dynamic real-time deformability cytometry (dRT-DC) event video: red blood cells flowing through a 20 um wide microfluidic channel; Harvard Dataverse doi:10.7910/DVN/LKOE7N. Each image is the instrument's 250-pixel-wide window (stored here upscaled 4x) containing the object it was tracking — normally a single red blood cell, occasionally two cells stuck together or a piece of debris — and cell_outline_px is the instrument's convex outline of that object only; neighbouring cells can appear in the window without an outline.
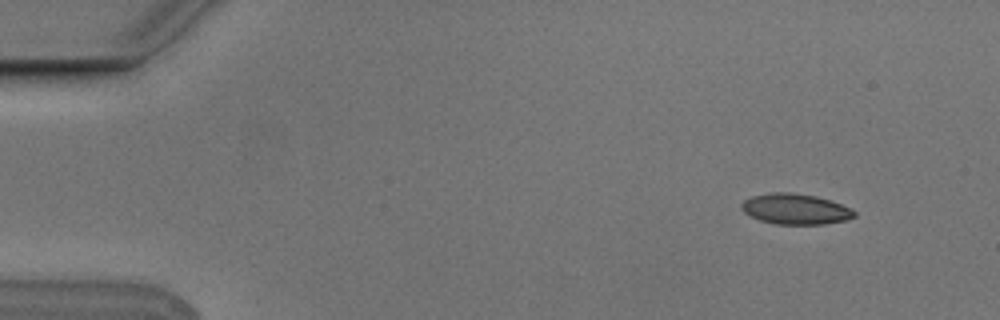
{"species": "Egyptian fruit bat (a non-hibernating species)", "species_latin": "Rousettus aegyptiacus", "temperature_condition": "cold", "stored_images_in_passage": 5, "camera_frame_rate_fps": 3000, "um_per_image_px": 0.085, "animal": {"sex": "male"}, "frame": {"image": 1, "passage_image": 1, "time_ms": 0.0, "image_size_px": [1000, 320], "cell_outline_px": [[856, 216], [844, 220], [824, 224], [776, 224], [760, 220], [744, 212], [740, 208], [740, 204], [744, 200], [752, 196], [772, 192], [792, 192], [816, 196], [852, 208], [856, 212]], "centroid_in_image_um": [67.6, 17.76], "position_along_channel_um": 17.4, "area_um2": 20.06}}
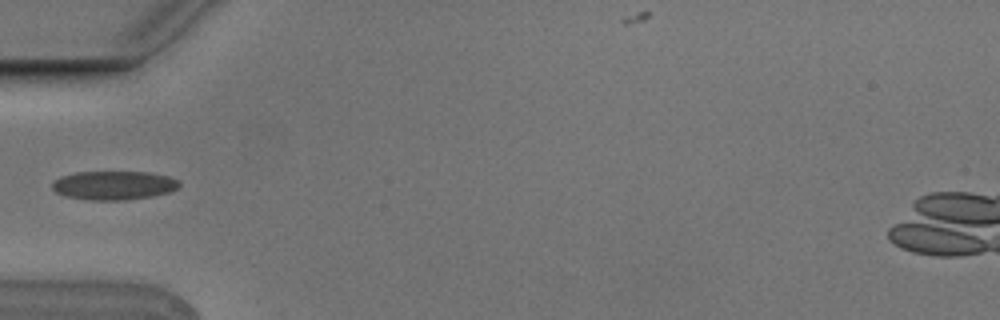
{"frame": {"image": 2, "passage_image": 4, "time_ms": 1.0, "image_size_px": [1000, 320], "cell_outline_px": [[180, 184], [172, 192], [152, 196], [124, 200], [88, 200], [64, 196], [56, 192], [52, 188], [52, 180], [60, 176], [76, 172], [148, 172], [168, 176], [180, 180]], "centroid_in_image_um": [9.66, 15.75], "position_along_channel_um": 75.3, "area_um2": 21.56}}